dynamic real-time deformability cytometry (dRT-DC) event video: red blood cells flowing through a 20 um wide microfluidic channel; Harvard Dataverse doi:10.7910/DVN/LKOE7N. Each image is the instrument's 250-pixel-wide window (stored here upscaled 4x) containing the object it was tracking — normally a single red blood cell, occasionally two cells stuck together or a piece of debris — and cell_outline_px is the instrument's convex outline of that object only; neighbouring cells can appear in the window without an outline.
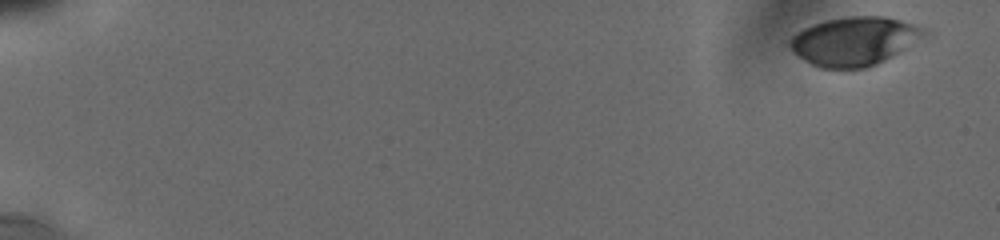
{"species": "human", "species_latin": "Homo sapiens", "temperature_condition": "cold", "stored_images_in_passage": 12, "camera_frame_rate_fps": 3000, "um_per_image_px": 0.085, "donor": {"sex": "male"}, "frame": {"image": 1, "passage_image": 1, "time_ms": 0.0, "image_size_px": [1000, 240], "cell_outline_px": [[932, 32], [892, 56], [868, 68], [820, 68], [804, 60], [788, 44], [792, 36], [804, 28], [812, 24], [828, 20], [848, 16], [884, 16], [900, 20], [924, 28]], "centroid_in_image_um": [72.65, 3.49], "position_along_channel_um": 12.4, "area_um2": 37.74}}
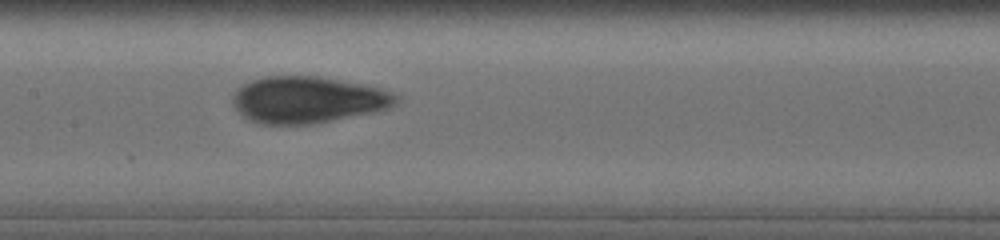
{"frame": {"image": 2, "passage_image": 11, "time_ms": 9.333, "image_size_px": [1000, 240], "cell_outline_px": [[400, 100], [392, 108], [312, 124], [256, 124], [248, 120], [236, 112], [232, 104], [232, 96], [236, 88], [240, 84], [264, 76], [320, 76], [368, 84], [392, 92], [400, 96]], "centroid_in_image_um": [26.14, 8.47], "position_along_channel_um": 181.3, "area_um2": 45.26}}
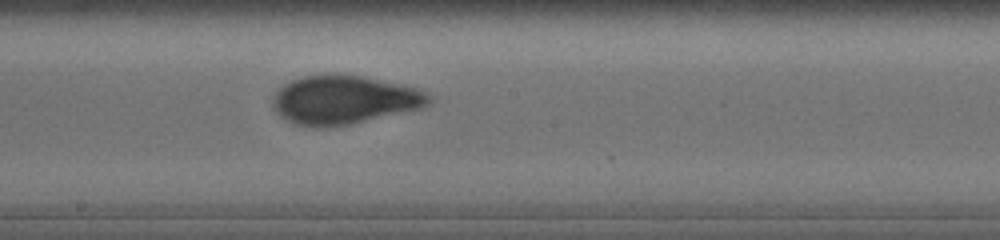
{"frame": {"image": 3, "passage_image": 12, "time_ms": 10.333, "image_size_px": [1000, 240], "cell_outline_px": [[432, 104], [424, 108], [348, 124], [296, 124], [288, 120], [272, 104], [272, 96], [284, 84], [292, 80], [304, 76], [332, 72], [360, 76], [400, 84], [416, 88], [428, 92], [432, 96]], "centroid_in_image_um": [29.34, 8.43], "position_along_channel_um": 218.9, "area_um2": 43.58}}